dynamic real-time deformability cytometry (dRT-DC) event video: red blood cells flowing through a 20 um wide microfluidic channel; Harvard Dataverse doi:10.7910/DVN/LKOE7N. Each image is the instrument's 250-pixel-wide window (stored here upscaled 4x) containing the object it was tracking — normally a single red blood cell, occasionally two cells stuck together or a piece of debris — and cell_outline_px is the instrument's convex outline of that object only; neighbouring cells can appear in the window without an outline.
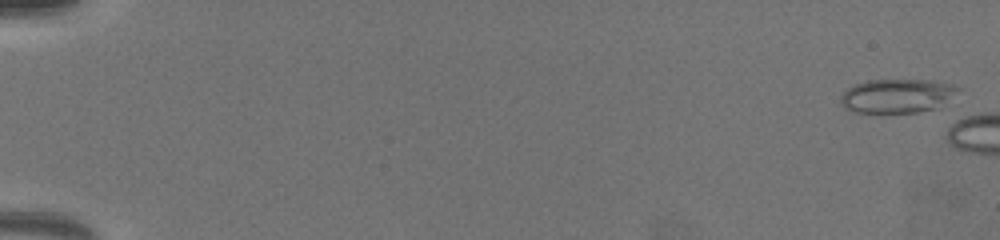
{"species": "common noctule bat (a hibernating species)", "species_latin": "Nyctalus noctula", "temperature_condition": "warm", "stored_images_in_passage": 8, "camera_frame_rate_fps": 3000, "um_per_image_px": 0.085, "animal": {"sex": "female", "body_mass_g": 19.5, "forearm_length_mm": 54.1}, "frame": {"image": 1, "passage_image": 2, "time_ms": 0.333, "image_size_px": [1000, 240], "cell_outline_px": [[964, 88], [936, 108], [916, 112], [856, 112], [848, 108], [840, 100], [840, 96], [848, 88], [856, 84], [868, 80], [936, 80], [952, 84]], "centroid_in_image_um": [76.32, 8.12], "position_along_channel_um": 8.7, "area_um2": 23.0}}